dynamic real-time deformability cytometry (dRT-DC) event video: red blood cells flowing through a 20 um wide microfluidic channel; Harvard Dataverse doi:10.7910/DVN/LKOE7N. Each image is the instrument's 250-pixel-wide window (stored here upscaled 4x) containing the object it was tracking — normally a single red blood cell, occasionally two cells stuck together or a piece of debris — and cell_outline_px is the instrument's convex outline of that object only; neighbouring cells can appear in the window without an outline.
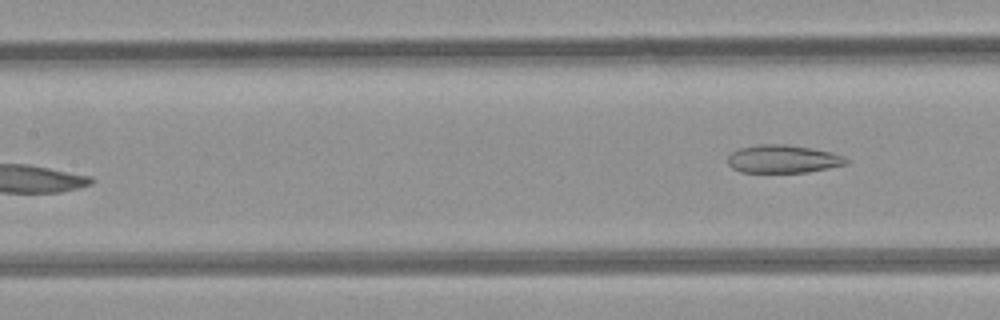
{"species": "common noctule bat (a hibernating species)", "species_latin": "Nyctalus noctula", "temperature_condition": "room temperature", "stored_images_in_passage": 5, "segment_of_instrument_passage": [2, 2], "camera_frame_rate_fps": 3000, "um_per_image_px": 0.085, "animal": {"sex": "female", "body_mass_g": 21.9}, "frame": {"image": 1, "passage_image": 5, "time_ms": 4.667, "image_size_px": [1000, 320], "cell_outline_px": [[848, 164], [808, 172], [740, 172], [732, 168], [728, 164], [728, 156], [732, 152], [740, 148], [760, 144], [788, 144], [832, 152], [844, 156], [848, 160]], "centroid_in_image_um": [66.56, 13.51], "position_along_channel_um": 140.8, "area_um2": 19.36}}